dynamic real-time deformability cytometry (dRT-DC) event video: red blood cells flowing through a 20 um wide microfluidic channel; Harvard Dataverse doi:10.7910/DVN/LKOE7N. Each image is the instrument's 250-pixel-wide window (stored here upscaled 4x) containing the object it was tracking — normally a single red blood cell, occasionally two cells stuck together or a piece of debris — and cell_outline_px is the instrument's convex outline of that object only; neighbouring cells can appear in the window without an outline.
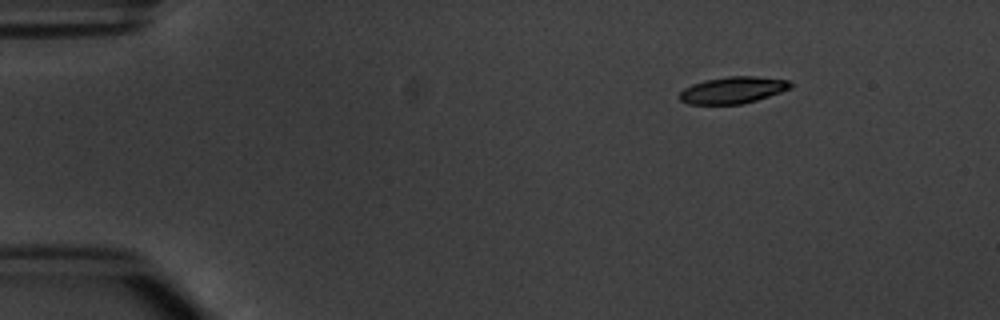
{"species": "common noctule bat (a hibernating species)", "species_latin": "Nyctalus noctula", "temperature_condition": "warm", "stored_images_in_passage": 4, "camera_frame_rate_fps": 3000, "um_per_image_px": 0.085, "animal": {"sex": "male", "body_mass_g": 20.1, "forearm_length_mm": 53.5}, "frame": {"image": 1, "passage_image": 1, "time_ms": 0.0, "image_size_px": [1000, 320], "cell_outline_px": [[792, 88], [756, 100], [740, 104], [688, 104], [680, 100], [680, 92], [684, 88], [692, 84], [704, 80], [728, 76], [756, 76], [788, 80], [792, 84]], "centroid_in_image_um": [62.29, 7.65], "position_along_channel_um": 22.7, "area_um2": 17.22}}